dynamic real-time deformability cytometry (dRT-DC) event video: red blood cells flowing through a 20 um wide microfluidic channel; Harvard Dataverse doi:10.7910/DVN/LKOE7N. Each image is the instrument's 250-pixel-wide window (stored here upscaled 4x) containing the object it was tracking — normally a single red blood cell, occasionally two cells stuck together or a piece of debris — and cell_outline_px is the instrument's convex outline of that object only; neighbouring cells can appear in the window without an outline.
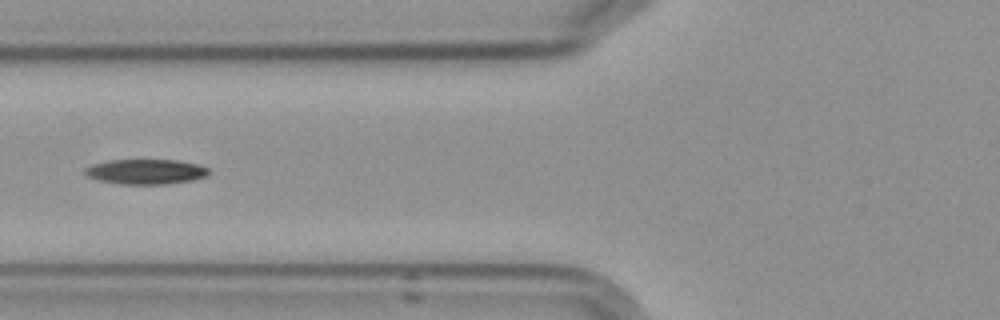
{"species": "Egyptian fruit bat (a non-hibernating species)", "species_latin": "Rousettus aegyptiacus", "temperature_condition": "cold", "stored_images_in_passage": 12, "camera_frame_rate_fps": 3000, "um_per_image_px": 0.085, "frame": {"image": 1, "passage_image": 3, "time_ms": 2.333, "image_size_px": [1000, 320], "cell_outline_px": [[208, 176], [192, 180], [168, 184], [120, 184], [100, 180], [88, 176], [84, 172], [84, 168], [92, 164], [112, 160], [176, 160], [196, 164], [208, 168]], "centroid_in_image_um": [12.4, 14.59], "position_along_channel_um": 113.4, "area_um2": 17.92}}
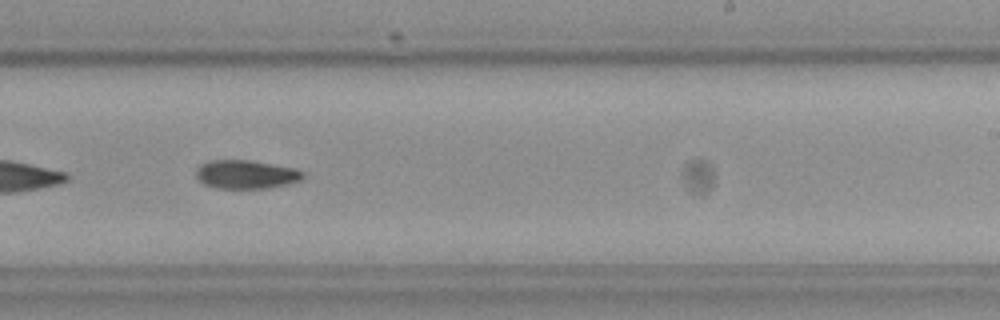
{"frame": {"image": 2, "passage_image": 7, "time_ms": 6.667, "image_size_px": [1000, 320], "cell_outline_px": [[304, 176], [300, 180], [288, 184], [268, 188], [216, 188], [204, 184], [196, 176], [196, 168], [200, 164], [212, 160], [248, 160], [296, 168], [304, 172]], "centroid_in_image_um": [20.91, 14.82], "position_along_channel_um": 268.1, "area_um2": 17.8}}
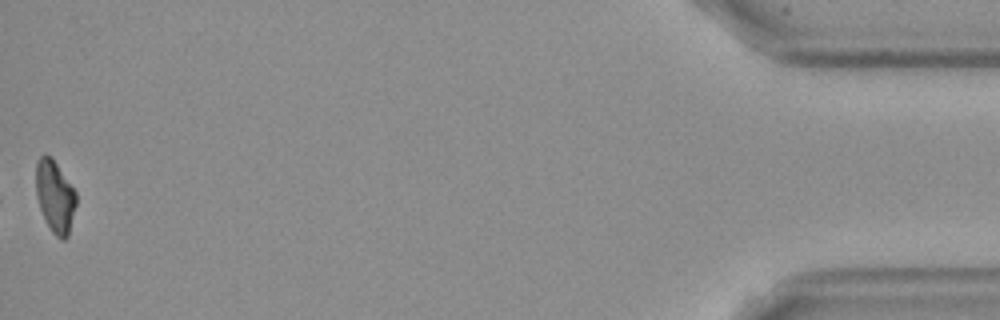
{"frame": {"image": 3, "passage_image": 12, "time_ms": 13.667, "image_size_px": [1000, 320], "cell_outline_px": [[76, 204], [68, 236], [64, 240], [60, 240], [52, 232], [40, 208], [36, 196], [36, 160], [40, 156], [52, 156], [76, 192]], "centroid_in_image_um": [4.67, 16.69], "position_along_channel_um": 430.5, "area_um2": 16.82}}